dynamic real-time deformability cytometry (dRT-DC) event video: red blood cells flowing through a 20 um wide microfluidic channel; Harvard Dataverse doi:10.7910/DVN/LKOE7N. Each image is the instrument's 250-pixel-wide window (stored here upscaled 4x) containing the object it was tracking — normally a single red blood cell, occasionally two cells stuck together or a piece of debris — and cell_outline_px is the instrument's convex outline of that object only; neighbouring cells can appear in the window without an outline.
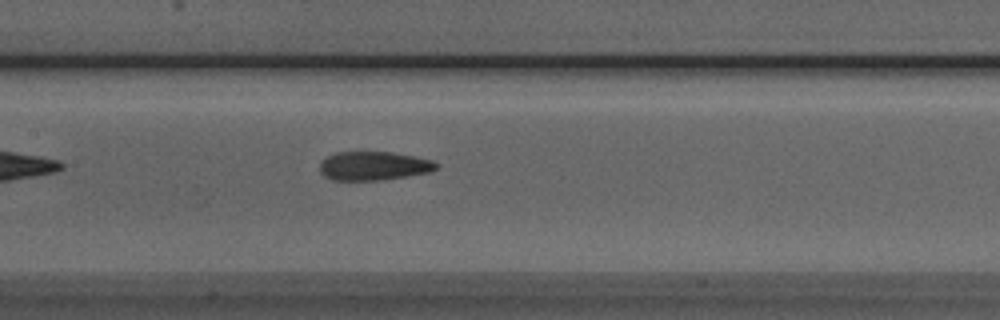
{"species": "Egyptian fruit bat (a non-hibernating species)", "species_latin": "Rousettus aegyptiacus", "temperature_condition": "room temperature", "stored_images_in_passage": 36, "camera_frame_rate_fps": 3000, "um_per_image_px": 0.085, "animal": {"sex": "male"}, "frame": {"image": 1, "passage_image": 9, "time_ms": 2.667, "image_size_px": [1000, 320], "cell_outline_px": [[440, 164], [436, 168], [428, 172], [380, 180], [332, 180], [324, 176], [320, 172], [320, 160], [336, 152], [392, 152], [432, 160]], "centroid_in_image_um": [31.71, 14.09], "position_along_channel_um": 175.7, "area_um2": 19.42}}
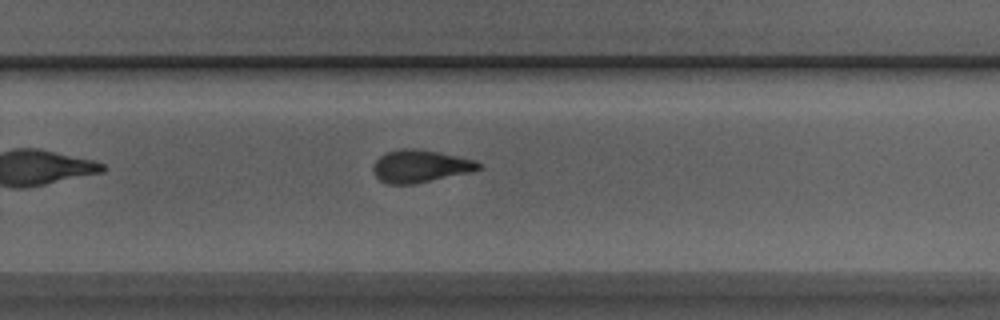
{"frame": {"image": 2, "passage_image": 18, "time_ms": 5.667, "image_size_px": [1000, 320], "cell_outline_px": [[480, 168], [472, 172], [416, 184], [388, 184], [380, 180], [372, 172], [372, 164], [384, 152], [400, 148], [416, 148], [440, 152], [476, 160], [480, 164]], "centroid_in_image_um": [35.69, 14.12], "position_along_channel_um": 294.1, "area_um2": 20.35}}
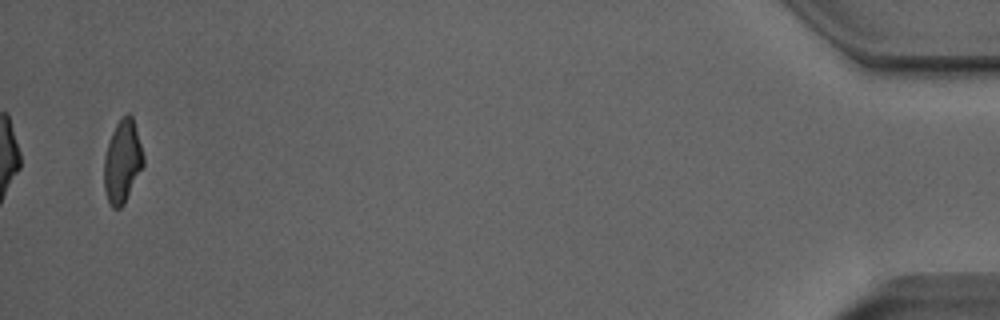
{"frame": {"image": 3, "passage_image": 35, "time_ms": 11.333, "image_size_px": [1000, 320], "cell_outline_px": [[144, 164], [124, 204], [120, 208], [112, 208], [108, 200], [104, 188], [104, 156], [112, 132], [120, 116], [128, 112], [132, 116], [144, 156]], "centroid_in_image_um": [10.4, 13.71], "position_along_channel_um": 424.8, "area_um2": 18.9}, "authors_computed_cell_mechanics": {"area_um2": 19.8543, "velocity_mm_per_s": 3.9526, "shape_relaxation_time_tau1_ms": 4.1224, "shape_relaxation_time_tau2_ms": 2.2262, "deformation_change_tau1": 0.171, "deformation_change_tau2": 0.1018}}